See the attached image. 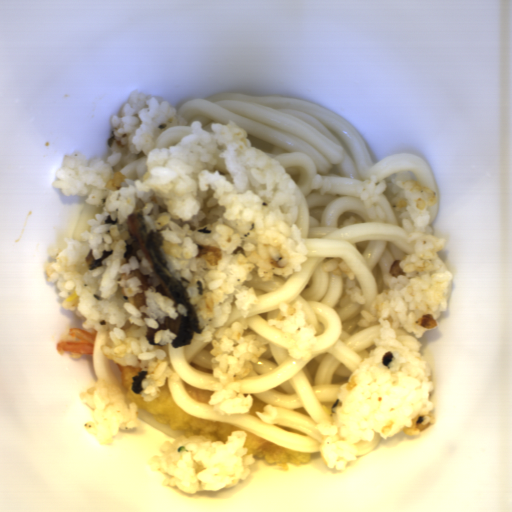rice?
Masks as SVG:
<instances>
[{
	"label": "rice",
	"mask_w": 512,
	"mask_h": 512,
	"mask_svg": "<svg viewBox=\"0 0 512 512\" xmlns=\"http://www.w3.org/2000/svg\"><path fill=\"white\" fill-rule=\"evenodd\" d=\"M164 97L134 89L109 123L115 140L106 158L88 160L79 150L62 157L51 182L62 195H87L85 202L102 206L89 219L80 242L54 236L44 261L46 280L55 282L61 308L71 310L84 330L105 332L104 356L121 367L143 368L140 391L144 401L158 398L166 377L179 375L168 344L178 337L158 330L150 344L148 327L160 328L165 317H188L182 303L156 291L161 283L128 230V216L144 218L162 236L160 253L166 268L185 288L202 333L191 339L211 344L212 376L219 383L209 400L220 415L246 414L254 401L241 392L240 382L259 362L268 340L249 328L246 316L261 303L256 289L242 286L257 275L268 282L273 274L286 280L301 272L308 246L296 223V183L282 164L252 147L248 132L232 119L211 122L213 133L193 120L177 145L154 148L171 126H186L185 117ZM150 275L147 306L140 310L125 295L142 292L130 270Z\"/></svg>",
	"instance_id": "652b925c"
},
{
	"label": "rice",
	"mask_w": 512,
	"mask_h": 512,
	"mask_svg": "<svg viewBox=\"0 0 512 512\" xmlns=\"http://www.w3.org/2000/svg\"><path fill=\"white\" fill-rule=\"evenodd\" d=\"M410 172H396L391 182H377L370 175L351 189L359 195L368 218H385L381 207L370 203L390 189L395 197L391 206L398 211L403 229L408 231L407 242L415 241L413 254L403 256L398 265L406 276L382 274L386 284L369 310L360 309L358 327L379 322L374 333L376 347L363 356L348 382L339 386L338 403L332 423L320 421L315 427L323 434L322 458L328 468L344 471L348 462L356 461L359 441L371 442L375 432L388 441L404 427L413 428L412 419L422 415L421 425L436 423L430 414L436 403L429 401L434 382L430 364L419 352V340L426 331L440 327L437 320L448 312L454 274L437 252L447 239L433 235L428 207L436 206L437 192ZM419 339V340H418Z\"/></svg>",
	"instance_id": "023b6e5f"
},
{
	"label": "rice",
	"mask_w": 512,
	"mask_h": 512,
	"mask_svg": "<svg viewBox=\"0 0 512 512\" xmlns=\"http://www.w3.org/2000/svg\"><path fill=\"white\" fill-rule=\"evenodd\" d=\"M87 391L81 392L82 403L87 407L94 422L87 421L83 429L94 436L102 447L114 444V436L120 429L134 430L143 427L138 419L137 403L127 405L119 387L98 378L87 384Z\"/></svg>",
	"instance_id": "acb35da6"
},
{
	"label": "rice",
	"mask_w": 512,
	"mask_h": 512,
	"mask_svg": "<svg viewBox=\"0 0 512 512\" xmlns=\"http://www.w3.org/2000/svg\"><path fill=\"white\" fill-rule=\"evenodd\" d=\"M247 432L232 430L226 443L211 442L197 434L181 435L173 442H164L161 455H152L146 460L150 470L171 475L163 481L164 486H177L183 493L216 492L222 488L245 481L255 464L253 453L243 447Z\"/></svg>",
	"instance_id": "8eca5e8b"
},
{
	"label": "rice",
	"mask_w": 512,
	"mask_h": 512,
	"mask_svg": "<svg viewBox=\"0 0 512 512\" xmlns=\"http://www.w3.org/2000/svg\"><path fill=\"white\" fill-rule=\"evenodd\" d=\"M266 325L275 326L289 335L288 357L294 361L310 359L313 352H317V330L308 323L300 299L291 304L278 303L277 316Z\"/></svg>",
	"instance_id": "b023fe2a"
},
{
	"label": "rice",
	"mask_w": 512,
	"mask_h": 512,
	"mask_svg": "<svg viewBox=\"0 0 512 512\" xmlns=\"http://www.w3.org/2000/svg\"><path fill=\"white\" fill-rule=\"evenodd\" d=\"M320 270L328 274L339 275L343 280V294L338 301L341 308L349 303L366 306L367 300L362 294L358 279L341 257L327 259L321 264Z\"/></svg>",
	"instance_id": "e3fd555f"
}]
</instances>
